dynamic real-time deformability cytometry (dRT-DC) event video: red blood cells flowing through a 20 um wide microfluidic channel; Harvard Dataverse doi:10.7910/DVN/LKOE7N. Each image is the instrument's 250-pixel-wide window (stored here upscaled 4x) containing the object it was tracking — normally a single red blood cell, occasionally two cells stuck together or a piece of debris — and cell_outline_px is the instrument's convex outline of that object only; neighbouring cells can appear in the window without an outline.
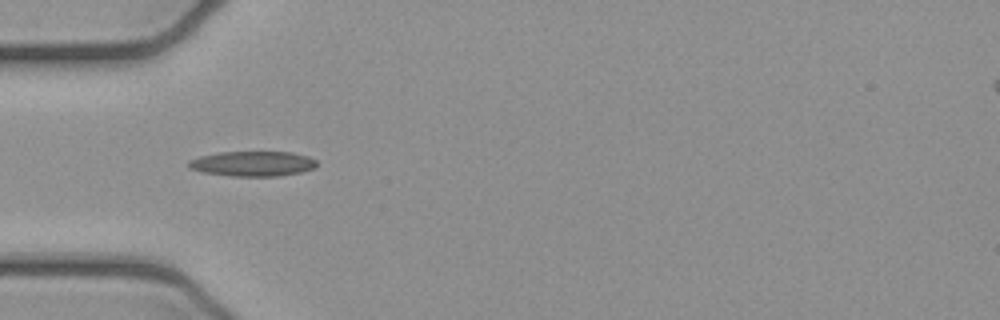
{"species": "common noctule bat (a hibernating species)", "species_latin": "Nyctalus noctula", "temperature_condition": "cold", "stored_images_in_passage": 5, "camera_frame_rate_fps": 3000, "um_per_image_px": 0.085, "animal": {"sex": "female", "body_mass_g": 21.9}, "frame": {"image": 1, "passage_image": 4, "time_ms": 1.0, "image_size_px": [1000, 320], "cell_outline_px": [[316, 164], [312, 168], [300, 172], [280, 176], [232, 176], [204, 172], [188, 168], [188, 160], [200, 156], [220, 152], [292, 152], [308, 156], [316, 160]], "centroid_in_image_um": [21.46, 13.91], "position_along_channel_um": 63.5, "area_um2": 18.61}}
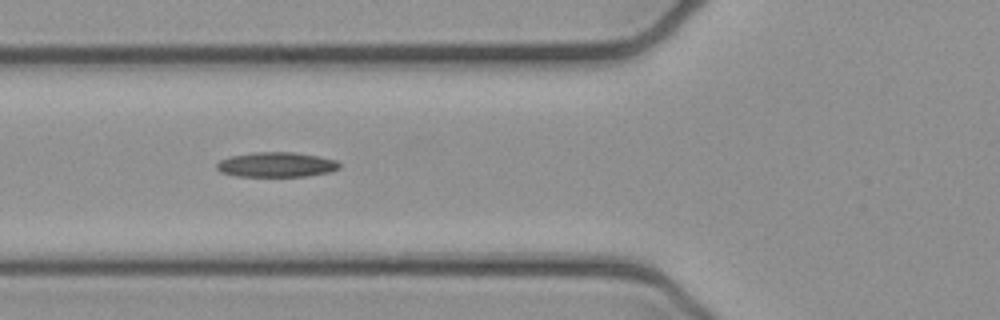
{"frame": {"image": 2, "passage_image": 5, "time_ms": 1.333, "image_size_px": [1000, 320], "cell_outline_px": [[340, 168], [328, 172], [304, 176], [236, 176], [220, 172], [216, 168], [216, 164], [220, 160], [232, 156], [252, 152], [292, 152], [316, 156], [336, 160], [340, 164]], "centroid_in_image_um": [23.46, 13.99], "position_along_channel_um": 102.3, "area_um2": 17.63}}